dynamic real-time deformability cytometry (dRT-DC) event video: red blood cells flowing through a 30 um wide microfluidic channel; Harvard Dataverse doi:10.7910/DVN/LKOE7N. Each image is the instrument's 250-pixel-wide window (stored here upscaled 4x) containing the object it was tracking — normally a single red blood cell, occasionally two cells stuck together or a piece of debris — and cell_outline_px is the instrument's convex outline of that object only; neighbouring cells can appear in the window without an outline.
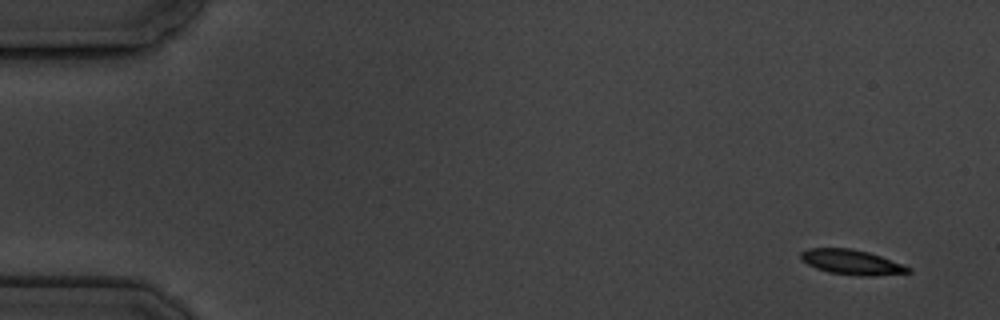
{"species": "common noctule bat (a hibernating species)", "species_latin": "Nyctalus noctula", "temperature_condition": "cold", "stored_images_in_passage": 3, "camera_frame_rate_fps": 3000, "um_per_image_px": 0.085, "animal": {"sex": "male", "body_mass_g": 19.5, "forearm_length_mm": 54.6}, "frame": {"image": 1, "passage_image": 1, "time_ms": 0.0, "image_size_px": [1000, 320], "cell_outline_px": [[912, 272], [876, 276], [860, 276], [828, 272], [816, 268], [800, 260], [800, 252], [808, 248], [852, 248], [868, 252], [904, 264], [912, 268]], "centroid_in_image_um": [72.4, 22.28], "position_along_channel_um": 12.6, "area_um2": 15.78}}